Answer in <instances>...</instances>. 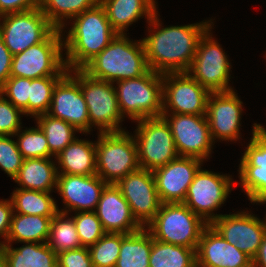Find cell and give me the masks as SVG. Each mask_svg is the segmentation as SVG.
<instances>
[{
    "instance_id": "cell-1",
    "label": "cell",
    "mask_w": 266,
    "mask_h": 267,
    "mask_svg": "<svg viewBox=\"0 0 266 267\" xmlns=\"http://www.w3.org/2000/svg\"><path fill=\"white\" fill-rule=\"evenodd\" d=\"M158 17L156 11L148 21L150 34L141 39L149 69L161 74L187 72L200 38L214 23L210 19L189 25L163 27Z\"/></svg>"
},
{
    "instance_id": "cell-2",
    "label": "cell",
    "mask_w": 266,
    "mask_h": 267,
    "mask_svg": "<svg viewBox=\"0 0 266 267\" xmlns=\"http://www.w3.org/2000/svg\"><path fill=\"white\" fill-rule=\"evenodd\" d=\"M63 38L67 69H82L117 35L107 18L105 8L97 3L93 8L75 16Z\"/></svg>"
},
{
    "instance_id": "cell-3",
    "label": "cell",
    "mask_w": 266,
    "mask_h": 267,
    "mask_svg": "<svg viewBox=\"0 0 266 267\" xmlns=\"http://www.w3.org/2000/svg\"><path fill=\"white\" fill-rule=\"evenodd\" d=\"M82 70L92 78L114 83L142 76L150 69L142 40L133 42L127 34H117Z\"/></svg>"
},
{
    "instance_id": "cell-4",
    "label": "cell",
    "mask_w": 266,
    "mask_h": 267,
    "mask_svg": "<svg viewBox=\"0 0 266 267\" xmlns=\"http://www.w3.org/2000/svg\"><path fill=\"white\" fill-rule=\"evenodd\" d=\"M118 107L123 118L138 121L161 117L163 110L162 74L151 69L144 75L116 81Z\"/></svg>"
},
{
    "instance_id": "cell-5",
    "label": "cell",
    "mask_w": 266,
    "mask_h": 267,
    "mask_svg": "<svg viewBox=\"0 0 266 267\" xmlns=\"http://www.w3.org/2000/svg\"><path fill=\"white\" fill-rule=\"evenodd\" d=\"M207 225L184 203H162L155 218L146 228L157 241L196 250L202 231Z\"/></svg>"
},
{
    "instance_id": "cell-6",
    "label": "cell",
    "mask_w": 266,
    "mask_h": 267,
    "mask_svg": "<svg viewBox=\"0 0 266 267\" xmlns=\"http://www.w3.org/2000/svg\"><path fill=\"white\" fill-rule=\"evenodd\" d=\"M140 168L137 145L129 132L99 133L96 142V173L107 184H116Z\"/></svg>"
},
{
    "instance_id": "cell-7",
    "label": "cell",
    "mask_w": 266,
    "mask_h": 267,
    "mask_svg": "<svg viewBox=\"0 0 266 267\" xmlns=\"http://www.w3.org/2000/svg\"><path fill=\"white\" fill-rule=\"evenodd\" d=\"M63 31L54 29L42 42L13 55L10 75L37 79L64 76L69 70L63 57Z\"/></svg>"
},
{
    "instance_id": "cell-8",
    "label": "cell",
    "mask_w": 266,
    "mask_h": 267,
    "mask_svg": "<svg viewBox=\"0 0 266 267\" xmlns=\"http://www.w3.org/2000/svg\"><path fill=\"white\" fill-rule=\"evenodd\" d=\"M136 122L134 139L140 168L153 171L179 156L170 126L162 116Z\"/></svg>"
},
{
    "instance_id": "cell-9",
    "label": "cell",
    "mask_w": 266,
    "mask_h": 267,
    "mask_svg": "<svg viewBox=\"0 0 266 267\" xmlns=\"http://www.w3.org/2000/svg\"><path fill=\"white\" fill-rule=\"evenodd\" d=\"M211 29L212 27L200 38L187 73L209 92L231 91V63L221 45L212 37Z\"/></svg>"
},
{
    "instance_id": "cell-10",
    "label": "cell",
    "mask_w": 266,
    "mask_h": 267,
    "mask_svg": "<svg viewBox=\"0 0 266 267\" xmlns=\"http://www.w3.org/2000/svg\"><path fill=\"white\" fill-rule=\"evenodd\" d=\"M80 87L84 95L90 119V131L94 126L99 133L125 131L121 127L120 113L114 83L90 77L80 69Z\"/></svg>"
},
{
    "instance_id": "cell-11",
    "label": "cell",
    "mask_w": 266,
    "mask_h": 267,
    "mask_svg": "<svg viewBox=\"0 0 266 267\" xmlns=\"http://www.w3.org/2000/svg\"><path fill=\"white\" fill-rule=\"evenodd\" d=\"M230 175L199 169L188 187L184 204L207 224L223 214H214L232 191L233 183ZM232 187V188H231Z\"/></svg>"
},
{
    "instance_id": "cell-12",
    "label": "cell",
    "mask_w": 266,
    "mask_h": 267,
    "mask_svg": "<svg viewBox=\"0 0 266 267\" xmlns=\"http://www.w3.org/2000/svg\"><path fill=\"white\" fill-rule=\"evenodd\" d=\"M54 29L40 8L0 16V36L12 55L42 42Z\"/></svg>"
},
{
    "instance_id": "cell-13",
    "label": "cell",
    "mask_w": 266,
    "mask_h": 267,
    "mask_svg": "<svg viewBox=\"0 0 266 267\" xmlns=\"http://www.w3.org/2000/svg\"><path fill=\"white\" fill-rule=\"evenodd\" d=\"M169 124L179 156L207 161L213 140L206 115L162 113Z\"/></svg>"
},
{
    "instance_id": "cell-14",
    "label": "cell",
    "mask_w": 266,
    "mask_h": 267,
    "mask_svg": "<svg viewBox=\"0 0 266 267\" xmlns=\"http://www.w3.org/2000/svg\"><path fill=\"white\" fill-rule=\"evenodd\" d=\"M47 114L66 121L80 133L90 134L88 108L80 87V69L68 71L56 83Z\"/></svg>"
},
{
    "instance_id": "cell-15",
    "label": "cell",
    "mask_w": 266,
    "mask_h": 267,
    "mask_svg": "<svg viewBox=\"0 0 266 267\" xmlns=\"http://www.w3.org/2000/svg\"><path fill=\"white\" fill-rule=\"evenodd\" d=\"M162 113L206 115L210 92L187 72L164 73Z\"/></svg>"
},
{
    "instance_id": "cell-16",
    "label": "cell",
    "mask_w": 266,
    "mask_h": 267,
    "mask_svg": "<svg viewBox=\"0 0 266 267\" xmlns=\"http://www.w3.org/2000/svg\"><path fill=\"white\" fill-rule=\"evenodd\" d=\"M128 202L136 221L146 227L161 207L155 178L150 170L139 168L115 184Z\"/></svg>"
},
{
    "instance_id": "cell-17",
    "label": "cell",
    "mask_w": 266,
    "mask_h": 267,
    "mask_svg": "<svg viewBox=\"0 0 266 267\" xmlns=\"http://www.w3.org/2000/svg\"><path fill=\"white\" fill-rule=\"evenodd\" d=\"M249 211L223 214L210 225L230 244L251 259L255 257L266 234V222Z\"/></svg>"
},
{
    "instance_id": "cell-18",
    "label": "cell",
    "mask_w": 266,
    "mask_h": 267,
    "mask_svg": "<svg viewBox=\"0 0 266 267\" xmlns=\"http://www.w3.org/2000/svg\"><path fill=\"white\" fill-rule=\"evenodd\" d=\"M243 102L235 90L210 92L207 100L206 117L212 140L237 141L240 139V126Z\"/></svg>"
},
{
    "instance_id": "cell-19",
    "label": "cell",
    "mask_w": 266,
    "mask_h": 267,
    "mask_svg": "<svg viewBox=\"0 0 266 267\" xmlns=\"http://www.w3.org/2000/svg\"><path fill=\"white\" fill-rule=\"evenodd\" d=\"M195 157L178 156L153 170L156 189L162 203H183L188 187L203 164Z\"/></svg>"
},
{
    "instance_id": "cell-20",
    "label": "cell",
    "mask_w": 266,
    "mask_h": 267,
    "mask_svg": "<svg viewBox=\"0 0 266 267\" xmlns=\"http://www.w3.org/2000/svg\"><path fill=\"white\" fill-rule=\"evenodd\" d=\"M107 183L96 175L58 174L56 190L62 197L64 209L58 211H95ZM68 208V209H67ZM70 211V212H69Z\"/></svg>"
},
{
    "instance_id": "cell-21",
    "label": "cell",
    "mask_w": 266,
    "mask_h": 267,
    "mask_svg": "<svg viewBox=\"0 0 266 267\" xmlns=\"http://www.w3.org/2000/svg\"><path fill=\"white\" fill-rule=\"evenodd\" d=\"M196 265L197 267H252V259L227 242L208 224L198 242Z\"/></svg>"
},
{
    "instance_id": "cell-22",
    "label": "cell",
    "mask_w": 266,
    "mask_h": 267,
    "mask_svg": "<svg viewBox=\"0 0 266 267\" xmlns=\"http://www.w3.org/2000/svg\"><path fill=\"white\" fill-rule=\"evenodd\" d=\"M106 233L130 234L142 228L115 184H107L94 211Z\"/></svg>"
},
{
    "instance_id": "cell-23",
    "label": "cell",
    "mask_w": 266,
    "mask_h": 267,
    "mask_svg": "<svg viewBox=\"0 0 266 267\" xmlns=\"http://www.w3.org/2000/svg\"><path fill=\"white\" fill-rule=\"evenodd\" d=\"M99 2L105 8L111 27L117 34H126L127 28L144 16L148 22L158 6L154 0H99Z\"/></svg>"
},
{
    "instance_id": "cell-24",
    "label": "cell",
    "mask_w": 266,
    "mask_h": 267,
    "mask_svg": "<svg viewBox=\"0 0 266 267\" xmlns=\"http://www.w3.org/2000/svg\"><path fill=\"white\" fill-rule=\"evenodd\" d=\"M55 159L58 174L96 175V141L76 137Z\"/></svg>"
},
{
    "instance_id": "cell-25",
    "label": "cell",
    "mask_w": 266,
    "mask_h": 267,
    "mask_svg": "<svg viewBox=\"0 0 266 267\" xmlns=\"http://www.w3.org/2000/svg\"><path fill=\"white\" fill-rule=\"evenodd\" d=\"M53 158L24 159L13 179L22 189L51 193L56 190L58 169Z\"/></svg>"
},
{
    "instance_id": "cell-26",
    "label": "cell",
    "mask_w": 266,
    "mask_h": 267,
    "mask_svg": "<svg viewBox=\"0 0 266 267\" xmlns=\"http://www.w3.org/2000/svg\"><path fill=\"white\" fill-rule=\"evenodd\" d=\"M13 248L5 244L0 248V258L5 267H58L57 254L47 243L25 242Z\"/></svg>"
},
{
    "instance_id": "cell-27",
    "label": "cell",
    "mask_w": 266,
    "mask_h": 267,
    "mask_svg": "<svg viewBox=\"0 0 266 267\" xmlns=\"http://www.w3.org/2000/svg\"><path fill=\"white\" fill-rule=\"evenodd\" d=\"M52 218L13 212L6 244L47 243Z\"/></svg>"
},
{
    "instance_id": "cell-28",
    "label": "cell",
    "mask_w": 266,
    "mask_h": 267,
    "mask_svg": "<svg viewBox=\"0 0 266 267\" xmlns=\"http://www.w3.org/2000/svg\"><path fill=\"white\" fill-rule=\"evenodd\" d=\"M153 236L146 227L122 234L121 248L115 267H149Z\"/></svg>"
},
{
    "instance_id": "cell-29",
    "label": "cell",
    "mask_w": 266,
    "mask_h": 267,
    "mask_svg": "<svg viewBox=\"0 0 266 267\" xmlns=\"http://www.w3.org/2000/svg\"><path fill=\"white\" fill-rule=\"evenodd\" d=\"M51 193L16 188L10 196L13 212L53 217L58 212V206Z\"/></svg>"
},
{
    "instance_id": "cell-30",
    "label": "cell",
    "mask_w": 266,
    "mask_h": 267,
    "mask_svg": "<svg viewBox=\"0 0 266 267\" xmlns=\"http://www.w3.org/2000/svg\"><path fill=\"white\" fill-rule=\"evenodd\" d=\"M149 267H197L196 250L153 238Z\"/></svg>"
},
{
    "instance_id": "cell-31",
    "label": "cell",
    "mask_w": 266,
    "mask_h": 267,
    "mask_svg": "<svg viewBox=\"0 0 266 267\" xmlns=\"http://www.w3.org/2000/svg\"><path fill=\"white\" fill-rule=\"evenodd\" d=\"M47 244L56 254L82 247L72 215L58 211L53 216Z\"/></svg>"
},
{
    "instance_id": "cell-32",
    "label": "cell",
    "mask_w": 266,
    "mask_h": 267,
    "mask_svg": "<svg viewBox=\"0 0 266 267\" xmlns=\"http://www.w3.org/2000/svg\"><path fill=\"white\" fill-rule=\"evenodd\" d=\"M97 3L99 0H40V9L56 29L64 31L68 19L93 8Z\"/></svg>"
},
{
    "instance_id": "cell-33",
    "label": "cell",
    "mask_w": 266,
    "mask_h": 267,
    "mask_svg": "<svg viewBox=\"0 0 266 267\" xmlns=\"http://www.w3.org/2000/svg\"><path fill=\"white\" fill-rule=\"evenodd\" d=\"M36 124L45 134L49 151L56 156L64 150L79 132L74 126L50 115L42 114L35 117Z\"/></svg>"
},
{
    "instance_id": "cell-34",
    "label": "cell",
    "mask_w": 266,
    "mask_h": 267,
    "mask_svg": "<svg viewBox=\"0 0 266 267\" xmlns=\"http://www.w3.org/2000/svg\"><path fill=\"white\" fill-rule=\"evenodd\" d=\"M63 76H48L31 79L28 98V115L37 117L49 111L53 90Z\"/></svg>"
},
{
    "instance_id": "cell-35",
    "label": "cell",
    "mask_w": 266,
    "mask_h": 267,
    "mask_svg": "<svg viewBox=\"0 0 266 267\" xmlns=\"http://www.w3.org/2000/svg\"><path fill=\"white\" fill-rule=\"evenodd\" d=\"M37 128L20 129L14 136H17V147L23 159L29 158H50L55 156L49 151L45 134L38 125ZM22 130V131H21Z\"/></svg>"
},
{
    "instance_id": "cell-36",
    "label": "cell",
    "mask_w": 266,
    "mask_h": 267,
    "mask_svg": "<svg viewBox=\"0 0 266 267\" xmlns=\"http://www.w3.org/2000/svg\"><path fill=\"white\" fill-rule=\"evenodd\" d=\"M122 233H106L88 247L93 267H115L121 248Z\"/></svg>"
},
{
    "instance_id": "cell-37",
    "label": "cell",
    "mask_w": 266,
    "mask_h": 267,
    "mask_svg": "<svg viewBox=\"0 0 266 267\" xmlns=\"http://www.w3.org/2000/svg\"><path fill=\"white\" fill-rule=\"evenodd\" d=\"M239 178L242 190L251 203L258 204L266 197V169L257 166H239Z\"/></svg>"
},
{
    "instance_id": "cell-38",
    "label": "cell",
    "mask_w": 266,
    "mask_h": 267,
    "mask_svg": "<svg viewBox=\"0 0 266 267\" xmlns=\"http://www.w3.org/2000/svg\"><path fill=\"white\" fill-rule=\"evenodd\" d=\"M72 217L76 225L81 246L90 247L106 234L94 211L76 212Z\"/></svg>"
},
{
    "instance_id": "cell-39",
    "label": "cell",
    "mask_w": 266,
    "mask_h": 267,
    "mask_svg": "<svg viewBox=\"0 0 266 267\" xmlns=\"http://www.w3.org/2000/svg\"><path fill=\"white\" fill-rule=\"evenodd\" d=\"M252 138L240 159L239 166H257L266 169V128L254 123Z\"/></svg>"
},
{
    "instance_id": "cell-40",
    "label": "cell",
    "mask_w": 266,
    "mask_h": 267,
    "mask_svg": "<svg viewBox=\"0 0 266 267\" xmlns=\"http://www.w3.org/2000/svg\"><path fill=\"white\" fill-rule=\"evenodd\" d=\"M30 85L31 79L29 78L10 76L0 88V93L4 97L7 96V100L27 116Z\"/></svg>"
},
{
    "instance_id": "cell-41",
    "label": "cell",
    "mask_w": 266,
    "mask_h": 267,
    "mask_svg": "<svg viewBox=\"0 0 266 267\" xmlns=\"http://www.w3.org/2000/svg\"><path fill=\"white\" fill-rule=\"evenodd\" d=\"M12 135H0V168L13 180L21 168L23 157Z\"/></svg>"
},
{
    "instance_id": "cell-42",
    "label": "cell",
    "mask_w": 266,
    "mask_h": 267,
    "mask_svg": "<svg viewBox=\"0 0 266 267\" xmlns=\"http://www.w3.org/2000/svg\"><path fill=\"white\" fill-rule=\"evenodd\" d=\"M23 114L0 93V135L14 136L22 129L20 118Z\"/></svg>"
},
{
    "instance_id": "cell-43",
    "label": "cell",
    "mask_w": 266,
    "mask_h": 267,
    "mask_svg": "<svg viewBox=\"0 0 266 267\" xmlns=\"http://www.w3.org/2000/svg\"><path fill=\"white\" fill-rule=\"evenodd\" d=\"M58 267H93L88 247H80L57 254Z\"/></svg>"
},
{
    "instance_id": "cell-44",
    "label": "cell",
    "mask_w": 266,
    "mask_h": 267,
    "mask_svg": "<svg viewBox=\"0 0 266 267\" xmlns=\"http://www.w3.org/2000/svg\"><path fill=\"white\" fill-rule=\"evenodd\" d=\"M40 8V0H0V16Z\"/></svg>"
},
{
    "instance_id": "cell-45",
    "label": "cell",
    "mask_w": 266,
    "mask_h": 267,
    "mask_svg": "<svg viewBox=\"0 0 266 267\" xmlns=\"http://www.w3.org/2000/svg\"><path fill=\"white\" fill-rule=\"evenodd\" d=\"M12 215L13 206L11 199L0 200V237L4 239L3 241H0V248L6 244V239L10 231Z\"/></svg>"
},
{
    "instance_id": "cell-46",
    "label": "cell",
    "mask_w": 266,
    "mask_h": 267,
    "mask_svg": "<svg viewBox=\"0 0 266 267\" xmlns=\"http://www.w3.org/2000/svg\"><path fill=\"white\" fill-rule=\"evenodd\" d=\"M13 55L10 53L2 37L0 36V88L11 76V64Z\"/></svg>"
},
{
    "instance_id": "cell-47",
    "label": "cell",
    "mask_w": 266,
    "mask_h": 267,
    "mask_svg": "<svg viewBox=\"0 0 266 267\" xmlns=\"http://www.w3.org/2000/svg\"><path fill=\"white\" fill-rule=\"evenodd\" d=\"M252 267H266V234L263 237L257 254L252 259Z\"/></svg>"
},
{
    "instance_id": "cell-48",
    "label": "cell",
    "mask_w": 266,
    "mask_h": 267,
    "mask_svg": "<svg viewBox=\"0 0 266 267\" xmlns=\"http://www.w3.org/2000/svg\"><path fill=\"white\" fill-rule=\"evenodd\" d=\"M266 203V197L265 198H263L259 203H258V205L260 204H265ZM265 222H266V217H265V220H264Z\"/></svg>"
},
{
    "instance_id": "cell-49",
    "label": "cell",
    "mask_w": 266,
    "mask_h": 267,
    "mask_svg": "<svg viewBox=\"0 0 266 267\" xmlns=\"http://www.w3.org/2000/svg\"><path fill=\"white\" fill-rule=\"evenodd\" d=\"M0 267H5L3 260L0 258Z\"/></svg>"
}]
</instances>
